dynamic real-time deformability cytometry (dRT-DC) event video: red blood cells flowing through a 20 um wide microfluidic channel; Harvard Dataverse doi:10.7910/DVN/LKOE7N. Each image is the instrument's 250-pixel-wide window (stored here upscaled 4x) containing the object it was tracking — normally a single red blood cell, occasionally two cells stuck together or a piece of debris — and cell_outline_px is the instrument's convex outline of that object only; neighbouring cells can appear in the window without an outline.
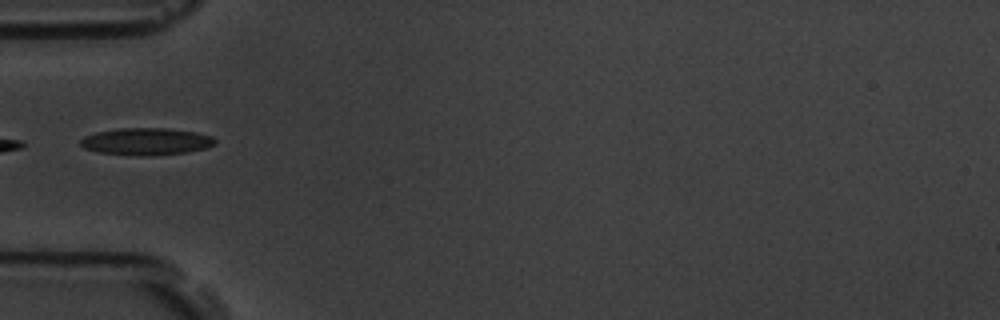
{"species": "common noctule bat (a hibernating species)", "species_latin": "Nyctalus noctula", "temperature_condition": "room temperature", "stored_images_in_passage": 5, "camera_frame_rate_fps": 3000, "um_per_image_px": 0.085, "animal": {"sex": "male", "body_mass_g": 19.5, "forearm_length_mm": 54.6}, "frame": {"image": 1, "passage_image": 5, "time_ms": 5.333, "image_size_px": [1000, 320], "cell_outline_px": [[216, 144], [208, 148], [188, 152], [148, 156], [136, 156], [100, 152], [84, 148], [80, 144], [80, 140], [84, 136], [96, 132], [120, 128], [168, 128], [196, 132], [212, 136], [216, 140]], "centroid_in_image_um": [12.47, 12.03], "position_along_channel_um": 72.5, "area_um2": 21.44}}